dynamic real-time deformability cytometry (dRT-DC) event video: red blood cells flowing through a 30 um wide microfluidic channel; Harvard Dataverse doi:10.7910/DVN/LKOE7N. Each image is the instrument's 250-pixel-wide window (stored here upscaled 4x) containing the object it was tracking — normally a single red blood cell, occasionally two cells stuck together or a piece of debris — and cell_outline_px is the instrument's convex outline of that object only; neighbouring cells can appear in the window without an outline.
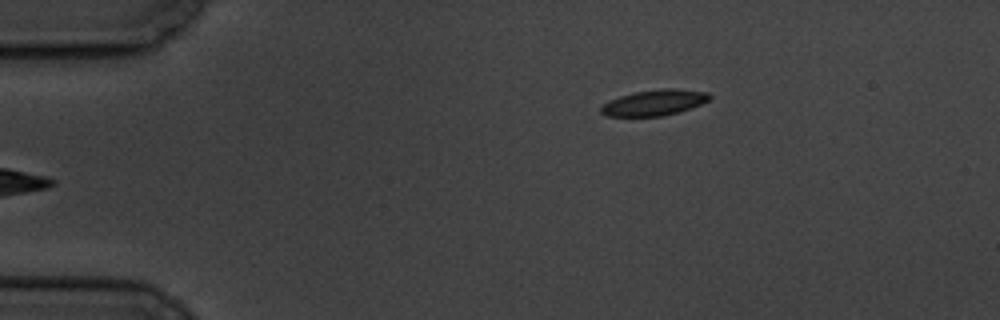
{"species": "common noctule bat (a hibernating species)", "species_latin": "Nyctalus noctula", "temperature_condition": "cold", "stored_images_in_passage": 5, "camera_frame_rate_fps": 3000, "um_per_image_px": 0.085, "animal": {"sex": "male", "body_mass_g": 19.5, "forearm_length_mm": 54.6}, "frame": {"image": 1, "passage_image": 5, "time_ms": 4.333, "image_size_px": [1000, 320], "cell_outline_px": [[712, 96], [708, 100], [692, 108], [680, 112], [664, 116], [604, 116], [600, 112], [600, 108], [604, 104], [620, 96], [636, 92], [664, 88], [672, 88], [708, 92]], "centroid_in_image_um": [55.64, 8.73], "position_along_channel_um": 29.4, "area_um2": 16.24}}